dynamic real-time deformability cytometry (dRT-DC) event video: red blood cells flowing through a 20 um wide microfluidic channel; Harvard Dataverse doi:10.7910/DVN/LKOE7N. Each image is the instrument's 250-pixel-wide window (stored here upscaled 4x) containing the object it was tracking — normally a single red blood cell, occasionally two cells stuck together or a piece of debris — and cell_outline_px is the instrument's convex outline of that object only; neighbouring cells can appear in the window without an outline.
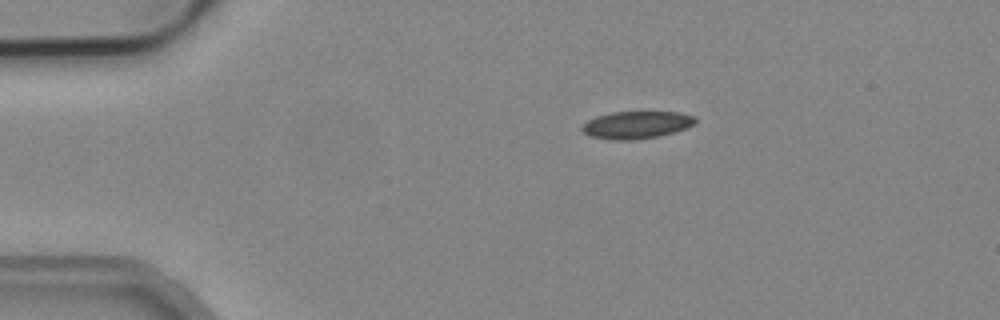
{"species": "common noctule bat (a hibernating species)", "species_latin": "Nyctalus noctula", "temperature_condition": "cold", "stored_images_in_passage": 2, "camera_frame_rate_fps": 3000, "um_per_image_px": 0.085, "animal": {"sex": "male", "body_mass_g": 19.2, "forearm_length_mm": 51.8}, "frame": {"image": 1, "passage_image": 1, "time_ms": 0.0, "image_size_px": [1000, 320], "cell_outline_px": [[696, 124], [660, 136], [632, 140], [612, 140], [588, 136], [580, 128], [588, 120], [596, 116], [612, 112], [680, 112], [696, 116]], "centroid_in_image_um": [54.1, 10.61], "position_along_channel_um": 30.9, "area_um2": 18.15}}